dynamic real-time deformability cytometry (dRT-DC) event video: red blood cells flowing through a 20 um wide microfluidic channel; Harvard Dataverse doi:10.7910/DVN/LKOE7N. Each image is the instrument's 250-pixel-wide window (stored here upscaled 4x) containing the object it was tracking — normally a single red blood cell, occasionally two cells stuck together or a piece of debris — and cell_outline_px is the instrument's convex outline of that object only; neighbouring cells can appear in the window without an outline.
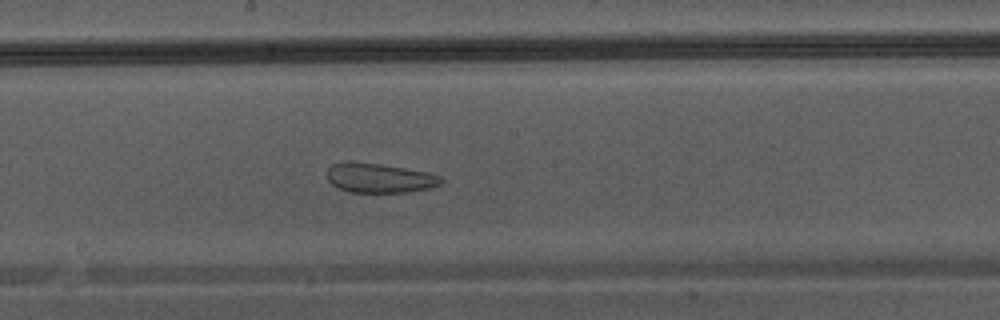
{"species": "Egyptian fruit bat (a non-hibernating species)", "species_latin": "Rousettus aegyptiacus", "temperature_condition": "warm", "stored_images_in_passage": 46, "camera_frame_rate_fps": 3000, "um_per_image_px": 0.085, "animal": {"sex": "male"}, "frame": {"image": 1, "passage_image": 26, "time_ms": 8.333, "image_size_px": [1000, 320], "cell_outline_px": [[444, 184], [432, 188], [404, 192], [348, 192], [332, 184], [328, 180], [328, 168], [332, 164], [344, 160], [348, 160], [380, 164], [428, 172], [440, 176], [444, 180]], "centroid_in_image_um": [32.27, 15.12], "position_along_channel_um": 215.9, "area_um2": 19.83}}
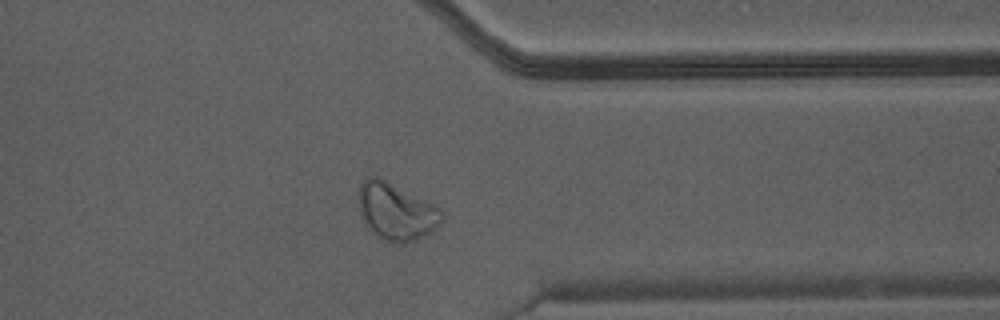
{"frame": {"image": 2, "passage_image": 37, "time_ms": 12.0, "image_size_px": [1000, 320], "cell_outline_px": [[444, 216], [440, 224], [432, 232], [416, 240], [404, 244], [400, 244], [384, 240], [368, 228], [360, 212], [360, 184], [368, 176], [376, 176], [440, 208], [444, 212]], "centroid_in_image_um": [33.71, 18.02], "position_along_channel_um": 377.7, "area_um2": 27.17}}
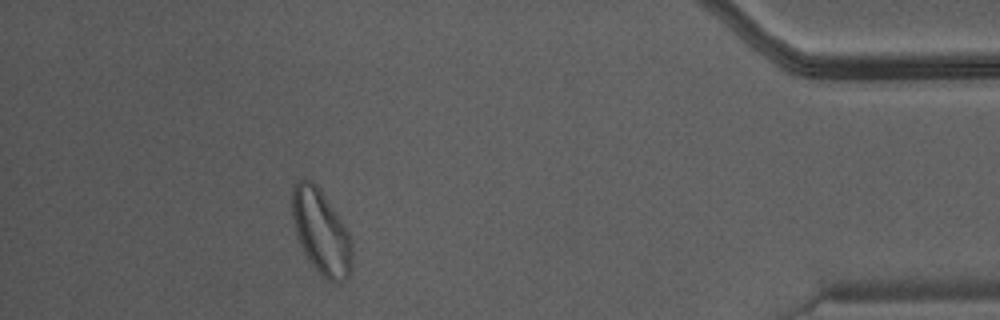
{"frame": {"image": 3, "passage_image": 42, "time_ms": 13.667, "image_size_px": [1000, 320], "cell_outline_px": [[352, 272], [344, 280], [336, 284], [328, 280], [308, 260], [300, 244], [296, 232], [292, 216], [292, 184], [296, 180], [312, 180], [316, 184], [348, 232], [352, 244]], "centroid_in_image_um": [27.29, 19.73], "position_along_channel_um": 407.9, "area_um2": 29.19}}